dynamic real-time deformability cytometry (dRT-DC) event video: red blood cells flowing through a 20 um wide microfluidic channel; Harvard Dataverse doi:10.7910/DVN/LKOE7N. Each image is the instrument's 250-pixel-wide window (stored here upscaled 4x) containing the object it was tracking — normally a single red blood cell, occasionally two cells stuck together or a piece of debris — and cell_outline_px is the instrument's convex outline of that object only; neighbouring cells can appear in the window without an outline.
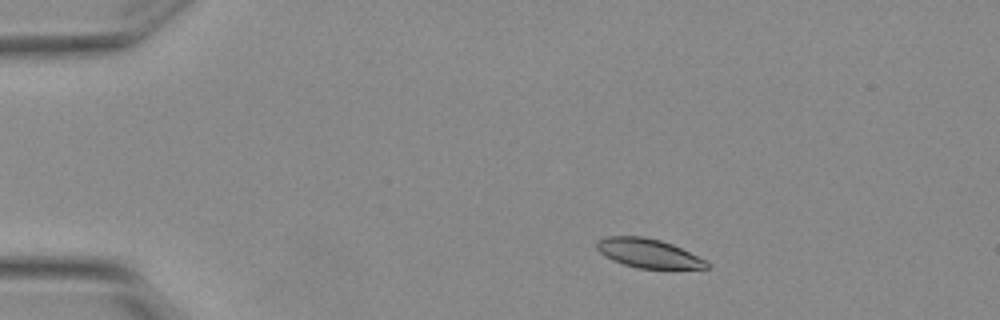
{"species": "Egyptian fruit bat (a non-hibernating species)", "species_latin": "Rousettus aegyptiacus", "temperature_condition": "warm", "stored_images_in_passage": 8, "camera_frame_rate_fps": 3000, "um_per_image_px": 0.085, "animal": {"sex": "female"}, "frame": {"image": 1, "passage_image": 1, "time_ms": 0.0, "image_size_px": [1000, 320], "cell_outline_px": [[708, 268], [640, 268], [624, 264], [612, 260], [604, 256], [596, 248], [596, 240], [608, 236], [644, 236], [660, 240], [672, 244], [708, 260]], "centroid_in_image_um": [55.09, 21.51], "position_along_channel_um": 29.9, "area_um2": 18.55}}
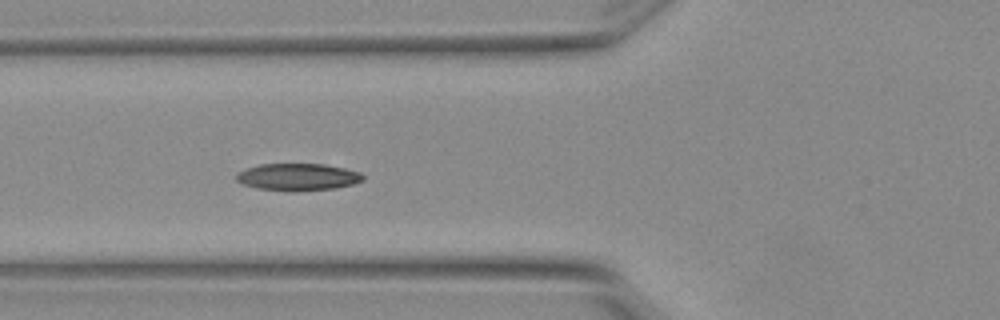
{"frame": {"image": 2, "passage_image": 4, "time_ms": 1.0, "image_size_px": [1000, 320], "cell_outline_px": [[364, 180], [352, 184], [336, 188], [296, 192], [288, 192], [256, 188], [244, 184], [236, 180], [236, 176], [240, 172], [248, 168], [260, 164], [324, 164], [344, 168], [360, 172], [364, 176]], "centroid_in_image_um": [25.34, 15.06], "position_along_channel_um": 100.5, "area_um2": 20.11}}
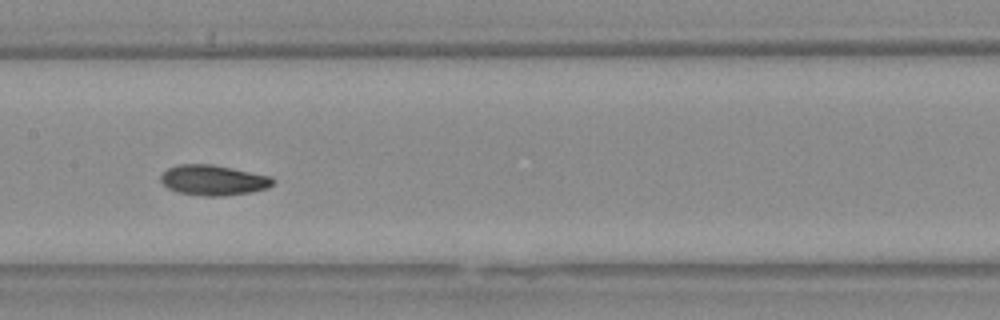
{"frame": {"image": 3, "passage_image": 6, "time_ms": 1.667, "image_size_px": [1000, 320], "cell_outline_px": [[276, 180], [268, 188], [252, 192], [224, 196], [204, 196], [176, 192], [168, 188], [160, 180], [160, 176], [168, 168], [180, 164], [212, 164], [272, 176]], "centroid_in_image_um": [18.15, 15.32], "position_along_channel_um": 189.2, "area_um2": 19.94}}